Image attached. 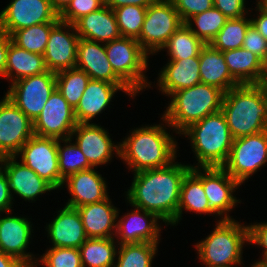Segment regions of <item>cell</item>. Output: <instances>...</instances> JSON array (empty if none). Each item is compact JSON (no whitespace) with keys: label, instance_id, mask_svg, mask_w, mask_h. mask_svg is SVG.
Listing matches in <instances>:
<instances>
[{"label":"cell","instance_id":"17","mask_svg":"<svg viewBox=\"0 0 267 267\" xmlns=\"http://www.w3.org/2000/svg\"><path fill=\"white\" fill-rule=\"evenodd\" d=\"M63 26L74 28L80 38L90 41L108 43L121 37L114 11L106 5L81 17L74 24L63 22Z\"/></svg>","mask_w":267,"mask_h":267},{"label":"cell","instance_id":"42","mask_svg":"<svg viewBox=\"0 0 267 267\" xmlns=\"http://www.w3.org/2000/svg\"><path fill=\"white\" fill-rule=\"evenodd\" d=\"M105 0H71L67 8L59 15L63 22L74 24L81 17L99 10Z\"/></svg>","mask_w":267,"mask_h":267},{"label":"cell","instance_id":"11","mask_svg":"<svg viewBox=\"0 0 267 267\" xmlns=\"http://www.w3.org/2000/svg\"><path fill=\"white\" fill-rule=\"evenodd\" d=\"M19 152L22 153V163L55 189L65 182L59 172L58 139L33 135Z\"/></svg>","mask_w":267,"mask_h":267},{"label":"cell","instance_id":"41","mask_svg":"<svg viewBox=\"0 0 267 267\" xmlns=\"http://www.w3.org/2000/svg\"><path fill=\"white\" fill-rule=\"evenodd\" d=\"M42 261L47 267H83L79 248L53 247Z\"/></svg>","mask_w":267,"mask_h":267},{"label":"cell","instance_id":"12","mask_svg":"<svg viewBox=\"0 0 267 267\" xmlns=\"http://www.w3.org/2000/svg\"><path fill=\"white\" fill-rule=\"evenodd\" d=\"M59 20L51 0H13L0 13V31L10 36L16 30Z\"/></svg>","mask_w":267,"mask_h":267},{"label":"cell","instance_id":"25","mask_svg":"<svg viewBox=\"0 0 267 267\" xmlns=\"http://www.w3.org/2000/svg\"><path fill=\"white\" fill-rule=\"evenodd\" d=\"M201 83L220 88L224 92L240 85L229 72L221 51L206 44L199 54Z\"/></svg>","mask_w":267,"mask_h":267},{"label":"cell","instance_id":"30","mask_svg":"<svg viewBox=\"0 0 267 267\" xmlns=\"http://www.w3.org/2000/svg\"><path fill=\"white\" fill-rule=\"evenodd\" d=\"M182 207L200 213H212L208 208V199L202 185V174H199L193 167L182 181L177 221L180 218Z\"/></svg>","mask_w":267,"mask_h":267},{"label":"cell","instance_id":"43","mask_svg":"<svg viewBox=\"0 0 267 267\" xmlns=\"http://www.w3.org/2000/svg\"><path fill=\"white\" fill-rule=\"evenodd\" d=\"M182 21L187 23L190 17L211 9L213 0H171Z\"/></svg>","mask_w":267,"mask_h":267},{"label":"cell","instance_id":"1","mask_svg":"<svg viewBox=\"0 0 267 267\" xmlns=\"http://www.w3.org/2000/svg\"><path fill=\"white\" fill-rule=\"evenodd\" d=\"M191 166L172 164L162 168L138 171L128 191L129 201L140 208L145 219H162L176 223L180 191Z\"/></svg>","mask_w":267,"mask_h":267},{"label":"cell","instance_id":"46","mask_svg":"<svg viewBox=\"0 0 267 267\" xmlns=\"http://www.w3.org/2000/svg\"><path fill=\"white\" fill-rule=\"evenodd\" d=\"M249 227V242L258 243L262 247H265V258L262 261L267 262V224H259L248 226Z\"/></svg>","mask_w":267,"mask_h":267},{"label":"cell","instance_id":"35","mask_svg":"<svg viewBox=\"0 0 267 267\" xmlns=\"http://www.w3.org/2000/svg\"><path fill=\"white\" fill-rule=\"evenodd\" d=\"M57 22L42 23L14 31L10 37L18 47L44 55L51 28Z\"/></svg>","mask_w":267,"mask_h":267},{"label":"cell","instance_id":"10","mask_svg":"<svg viewBox=\"0 0 267 267\" xmlns=\"http://www.w3.org/2000/svg\"><path fill=\"white\" fill-rule=\"evenodd\" d=\"M266 161L267 130L233 139L232 148L223 169L240 184Z\"/></svg>","mask_w":267,"mask_h":267},{"label":"cell","instance_id":"26","mask_svg":"<svg viewBox=\"0 0 267 267\" xmlns=\"http://www.w3.org/2000/svg\"><path fill=\"white\" fill-rule=\"evenodd\" d=\"M159 80L163 92L169 95L201 83L199 57L172 59Z\"/></svg>","mask_w":267,"mask_h":267},{"label":"cell","instance_id":"32","mask_svg":"<svg viewBox=\"0 0 267 267\" xmlns=\"http://www.w3.org/2000/svg\"><path fill=\"white\" fill-rule=\"evenodd\" d=\"M113 238H87L79 247L82 265L90 267H111L115 253Z\"/></svg>","mask_w":267,"mask_h":267},{"label":"cell","instance_id":"22","mask_svg":"<svg viewBox=\"0 0 267 267\" xmlns=\"http://www.w3.org/2000/svg\"><path fill=\"white\" fill-rule=\"evenodd\" d=\"M59 212L48 227L54 247L79 248L87 240L80 213L69 206Z\"/></svg>","mask_w":267,"mask_h":267},{"label":"cell","instance_id":"56","mask_svg":"<svg viewBox=\"0 0 267 267\" xmlns=\"http://www.w3.org/2000/svg\"><path fill=\"white\" fill-rule=\"evenodd\" d=\"M33 265L29 264V265H25L24 267H32Z\"/></svg>","mask_w":267,"mask_h":267},{"label":"cell","instance_id":"54","mask_svg":"<svg viewBox=\"0 0 267 267\" xmlns=\"http://www.w3.org/2000/svg\"><path fill=\"white\" fill-rule=\"evenodd\" d=\"M263 1V2H262ZM261 2H258L259 8L267 10V0H262Z\"/></svg>","mask_w":267,"mask_h":267},{"label":"cell","instance_id":"29","mask_svg":"<svg viewBox=\"0 0 267 267\" xmlns=\"http://www.w3.org/2000/svg\"><path fill=\"white\" fill-rule=\"evenodd\" d=\"M12 70H16L17 73L15 81L48 71L43 55L22 49L11 41L4 76L10 77Z\"/></svg>","mask_w":267,"mask_h":267},{"label":"cell","instance_id":"16","mask_svg":"<svg viewBox=\"0 0 267 267\" xmlns=\"http://www.w3.org/2000/svg\"><path fill=\"white\" fill-rule=\"evenodd\" d=\"M76 62L79 63H76L75 68L86 72L91 80L106 81L117 86H127L114 73L106 55L105 46L101 47L96 41L79 39Z\"/></svg>","mask_w":267,"mask_h":267},{"label":"cell","instance_id":"8","mask_svg":"<svg viewBox=\"0 0 267 267\" xmlns=\"http://www.w3.org/2000/svg\"><path fill=\"white\" fill-rule=\"evenodd\" d=\"M183 24L171 0H155L146 9L142 31L137 41L146 53L148 47L150 50H159L164 48L170 36Z\"/></svg>","mask_w":267,"mask_h":267},{"label":"cell","instance_id":"55","mask_svg":"<svg viewBox=\"0 0 267 267\" xmlns=\"http://www.w3.org/2000/svg\"><path fill=\"white\" fill-rule=\"evenodd\" d=\"M253 267H267V262L266 261H260L256 263Z\"/></svg>","mask_w":267,"mask_h":267},{"label":"cell","instance_id":"39","mask_svg":"<svg viewBox=\"0 0 267 267\" xmlns=\"http://www.w3.org/2000/svg\"><path fill=\"white\" fill-rule=\"evenodd\" d=\"M191 18H193L195 21L199 31L192 29L190 21L185 24L205 44H209L212 41V39L219 33V31L225 25V22L228 20V18L214 6L211 9L197 14Z\"/></svg>","mask_w":267,"mask_h":267},{"label":"cell","instance_id":"33","mask_svg":"<svg viewBox=\"0 0 267 267\" xmlns=\"http://www.w3.org/2000/svg\"><path fill=\"white\" fill-rule=\"evenodd\" d=\"M90 81V76L77 68L66 69L56 73V89L74 109Z\"/></svg>","mask_w":267,"mask_h":267},{"label":"cell","instance_id":"13","mask_svg":"<svg viewBox=\"0 0 267 267\" xmlns=\"http://www.w3.org/2000/svg\"><path fill=\"white\" fill-rule=\"evenodd\" d=\"M33 135V122L6 96L0 102V158L16 156Z\"/></svg>","mask_w":267,"mask_h":267},{"label":"cell","instance_id":"27","mask_svg":"<svg viewBox=\"0 0 267 267\" xmlns=\"http://www.w3.org/2000/svg\"><path fill=\"white\" fill-rule=\"evenodd\" d=\"M231 76L240 84H262L264 62L243 48L223 51Z\"/></svg>","mask_w":267,"mask_h":267},{"label":"cell","instance_id":"7","mask_svg":"<svg viewBox=\"0 0 267 267\" xmlns=\"http://www.w3.org/2000/svg\"><path fill=\"white\" fill-rule=\"evenodd\" d=\"M107 58L114 73L133 91L142 89L147 67V53L136 39L120 37L105 44Z\"/></svg>","mask_w":267,"mask_h":267},{"label":"cell","instance_id":"23","mask_svg":"<svg viewBox=\"0 0 267 267\" xmlns=\"http://www.w3.org/2000/svg\"><path fill=\"white\" fill-rule=\"evenodd\" d=\"M67 180L73 198L66 206L78 208L108 198L102 177L92 168L74 173L68 176Z\"/></svg>","mask_w":267,"mask_h":267},{"label":"cell","instance_id":"2","mask_svg":"<svg viewBox=\"0 0 267 267\" xmlns=\"http://www.w3.org/2000/svg\"><path fill=\"white\" fill-rule=\"evenodd\" d=\"M221 111L234 139L267 130V86L242 84L230 89Z\"/></svg>","mask_w":267,"mask_h":267},{"label":"cell","instance_id":"28","mask_svg":"<svg viewBox=\"0 0 267 267\" xmlns=\"http://www.w3.org/2000/svg\"><path fill=\"white\" fill-rule=\"evenodd\" d=\"M108 200L107 198L101 202L77 208L87 238H111L109 230L113 228L118 212Z\"/></svg>","mask_w":267,"mask_h":267},{"label":"cell","instance_id":"24","mask_svg":"<svg viewBox=\"0 0 267 267\" xmlns=\"http://www.w3.org/2000/svg\"><path fill=\"white\" fill-rule=\"evenodd\" d=\"M30 223L24 218L0 219V251L16 258L24 266L29 265L30 255L24 254L31 234Z\"/></svg>","mask_w":267,"mask_h":267},{"label":"cell","instance_id":"6","mask_svg":"<svg viewBox=\"0 0 267 267\" xmlns=\"http://www.w3.org/2000/svg\"><path fill=\"white\" fill-rule=\"evenodd\" d=\"M244 240L249 241V227H241L226 216L213 233L197 245L200 259L209 267L239 264Z\"/></svg>","mask_w":267,"mask_h":267},{"label":"cell","instance_id":"4","mask_svg":"<svg viewBox=\"0 0 267 267\" xmlns=\"http://www.w3.org/2000/svg\"><path fill=\"white\" fill-rule=\"evenodd\" d=\"M225 92L204 83L173 92V100L165 114L170 125L184 131L191 124L221 111Z\"/></svg>","mask_w":267,"mask_h":267},{"label":"cell","instance_id":"5","mask_svg":"<svg viewBox=\"0 0 267 267\" xmlns=\"http://www.w3.org/2000/svg\"><path fill=\"white\" fill-rule=\"evenodd\" d=\"M183 132L190 134L202 168L223 167L229 157L234 138L222 111L191 124Z\"/></svg>","mask_w":267,"mask_h":267},{"label":"cell","instance_id":"20","mask_svg":"<svg viewBox=\"0 0 267 267\" xmlns=\"http://www.w3.org/2000/svg\"><path fill=\"white\" fill-rule=\"evenodd\" d=\"M14 158L15 156L0 158V162H6L4 171L8 178L10 190L12 189L25 199L33 200L38 194L55 189L25 164L14 162Z\"/></svg>","mask_w":267,"mask_h":267},{"label":"cell","instance_id":"34","mask_svg":"<svg viewBox=\"0 0 267 267\" xmlns=\"http://www.w3.org/2000/svg\"><path fill=\"white\" fill-rule=\"evenodd\" d=\"M250 25L251 20L246 21L244 16L228 19L209 45L221 52L242 48L244 37Z\"/></svg>","mask_w":267,"mask_h":267},{"label":"cell","instance_id":"38","mask_svg":"<svg viewBox=\"0 0 267 267\" xmlns=\"http://www.w3.org/2000/svg\"><path fill=\"white\" fill-rule=\"evenodd\" d=\"M157 243L121 244L116 267H151Z\"/></svg>","mask_w":267,"mask_h":267},{"label":"cell","instance_id":"45","mask_svg":"<svg viewBox=\"0 0 267 267\" xmlns=\"http://www.w3.org/2000/svg\"><path fill=\"white\" fill-rule=\"evenodd\" d=\"M213 5L228 19L244 16V0H213Z\"/></svg>","mask_w":267,"mask_h":267},{"label":"cell","instance_id":"51","mask_svg":"<svg viewBox=\"0 0 267 267\" xmlns=\"http://www.w3.org/2000/svg\"><path fill=\"white\" fill-rule=\"evenodd\" d=\"M0 267H24L16 258L0 251Z\"/></svg>","mask_w":267,"mask_h":267},{"label":"cell","instance_id":"48","mask_svg":"<svg viewBox=\"0 0 267 267\" xmlns=\"http://www.w3.org/2000/svg\"><path fill=\"white\" fill-rule=\"evenodd\" d=\"M11 41V37L7 33L0 31V75L3 76L7 65V52Z\"/></svg>","mask_w":267,"mask_h":267},{"label":"cell","instance_id":"9","mask_svg":"<svg viewBox=\"0 0 267 267\" xmlns=\"http://www.w3.org/2000/svg\"><path fill=\"white\" fill-rule=\"evenodd\" d=\"M12 84L6 96L34 122L56 89V73L46 71Z\"/></svg>","mask_w":267,"mask_h":267},{"label":"cell","instance_id":"36","mask_svg":"<svg viewBox=\"0 0 267 267\" xmlns=\"http://www.w3.org/2000/svg\"><path fill=\"white\" fill-rule=\"evenodd\" d=\"M205 45L186 24H183L170 36L164 48H169L172 59H187L188 57H199L200 51Z\"/></svg>","mask_w":267,"mask_h":267},{"label":"cell","instance_id":"44","mask_svg":"<svg viewBox=\"0 0 267 267\" xmlns=\"http://www.w3.org/2000/svg\"><path fill=\"white\" fill-rule=\"evenodd\" d=\"M242 48L251 51L264 63L266 62L267 40L256 30L252 24L247 29Z\"/></svg>","mask_w":267,"mask_h":267},{"label":"cell","instance_id":"14","mask_svg":"<svg viewBox=\"0 0 267 267\" xmlns=\"http://www.w3.org/2000/svg\"><path fill=\"white\" fill-rule=\"evenodd\" d=\"M77 124L74 108L55 89L40 115L33 122V131L34 135L58 140L62 134L64 135L65 132H68V137L66 136V139H63L68 142Z\"/></svg>","mask_w":267,"mask_h":267},{"label":"cell","instance_id":"18","mask_svg":"<svg viewBox=\"0 0 267 267\" xmlns=\"http://www.w3.org/2000/svg\"><path fill=\"white\" fill-rule=\"evenodd\" d=\"M202 185L208 199V208L219 215L228 211L237 200L231 195L232 190L239 184L223 167H203Z\"/></svg>","mask_w":267,"mask_h":267},{"label":"cell","instance_id":"15","mask_svg":"<svg viewBox=\"0 0 267 267\" xmlns=\"http://www.w3.org/2000/svg\"><path fill=\"white\" fill-rule=\"evenodd\" d=\"M63 21L59 20L52 28L44 51V61L48 71L59 72L76 66L77 46L80 37L64 33Z\"/></svg>","mask_w":267,"mask_h":267},{"label":"cell","instance_id":"53","mask_svg":"<svg viewBox=\"0 0 267 267\" xmlns=\"http://www.w3.org/2000/svg\"><path fill=\"white\" fill-rule=\"evenodd\" d=\"M262 84H264L265 86H267V60L264 63V75H263Z\"/></svg>","mask_w":267,"mask_h":267},{"label":"cell","instance_id":"40","mask_svg":"<svg viewBox=\"0 0 267 267\" xmlns=\"http://www.w3.org/2000/svg\"><path fill=\"white\" fill-rule=\"evenodd\" d=\"M58 162L60 176L64 180L74 173L92 168L77 144L62 149L58 142Z\"/></svg>","mask_w":267,"mask_h":267},{"label":"cell","instance_id":"49","mask_svg":"<svg viewBox=\"0 0 267 267\" xmlns=\"http://www.w3.org/2000/svg\"><path fill=\"white\" fill-rule=\"evenodd\" d=\"M154 1L155 0H105V5L113 10L115 8H119V7L127 6V5L148 7Z\"/></svg>","mask_w":267,"mask_h":267},{"label":"cell","instance_id":"47","mask_svg":"<svg viewBox=\"0 0 267 267\" xmlns=\"http://www.w3.org/2000/svg\"><path fill=\"white\" fill-rule=\"evenodd\" d=\"M9 189V182L7 175L4 171H1L0 167V211L8 210L10 211V202H11V194Z\"/></svg>","mask_w":267,"mask_h":267},{"label":"cell","instance_id":"31","mask_svg":"<svg viewBox=\"0 0 267 267\" xmlns=\"http://www.w3.org/2000/svg\"><path fill=\"white\" fill-rule=\"evenodd\" d=\"M139 209L134 213L132 212L130 221L127 222L119 221L117 224V230L121 235V244H131V243H157V237L159 229L156 226V219H152L149 223L139 214ZM143 220V221H142ZM145 221V222H144ZM122 230V231H121Z\"/></svg>","mask_w":267,"mask_h":267},{"label":"cell","instance_id":"37","mask_svg":"<svg viewBox=\"0 0 267 267\" xmlns=\"http://www.w3.org/2000/svg\"><path fill=\"white\" fill-rule=\"evenodd\" d=\"M147 7L127 5L113 9L121 37L138 39Z\"/></svg>","mask_w":267,"mask_h":267},{"label":"cell","instance_id":"19","mask_svg":"<svg viewBox=\"0 0 267 267\" xmlns=\"http://www.w3.org/2000/svg\"><path fill=\"white\" fill-rule=\"evenodd\" d=\"M118 89H123L134 95V92L128 86H117L106 81L90 79L79 104L74 109L77 123H88L90 119L108 105Z\"/></svg>","mask_w":267,"mask_h":267},{"label":"cell","instance_id":"3","mask_svg":"<svg viewBox=\"0 0 267 267\" xmlns=\"http://www.w3.org/2000/svg\"><path fill=\"white\" fill-rule=\"evenodd\" d=\"M134 131L119 148H115L117 154L135 168V172L162 168L172 163L175 144L162 127L152 126Z\"/></svg>","mask_w":267,"mask_h":267},{"label":"cell","instance_id":"21","mask_svg":"<svg viewBox=\"0 0 267 267\" xmlns=\"http://www.w3.org/2000/svg\"><path fill=\"white\" fill-rule=\"evenodd\" d=\"M78 132L77 146L92 167L106 163L112 153L113 144L100 126L89 123H78L73 133Z\"/></svg>","mask_w":267,"mask_h":267},{"label":"cell","instance_id":"52","mask_svg":"<svg viewBox=\"0 0 267 267\" xmlns=\"http://www.w3.org/2000/svg\"><path fill=\"white\" fill-rule=\"evenodd\" d=\"M71 0H51L54 10L60 15L70 4Z\"/></svg>","mask_w":267,"mask_h":267},{"label":"cell","instance_id":"50","mask_svg":"<svg viewBox=\"0 0 267 267\" xmlns=\"http://www.w3.org/2000/svg\"><path fill=\"white\" fill-rule=\"evenodd\" d=\"M261 15L256 20H251V24L267 40V10L259 8Z\"/></svg>","mask_w":267,"mask_h":267}]
</instances>
